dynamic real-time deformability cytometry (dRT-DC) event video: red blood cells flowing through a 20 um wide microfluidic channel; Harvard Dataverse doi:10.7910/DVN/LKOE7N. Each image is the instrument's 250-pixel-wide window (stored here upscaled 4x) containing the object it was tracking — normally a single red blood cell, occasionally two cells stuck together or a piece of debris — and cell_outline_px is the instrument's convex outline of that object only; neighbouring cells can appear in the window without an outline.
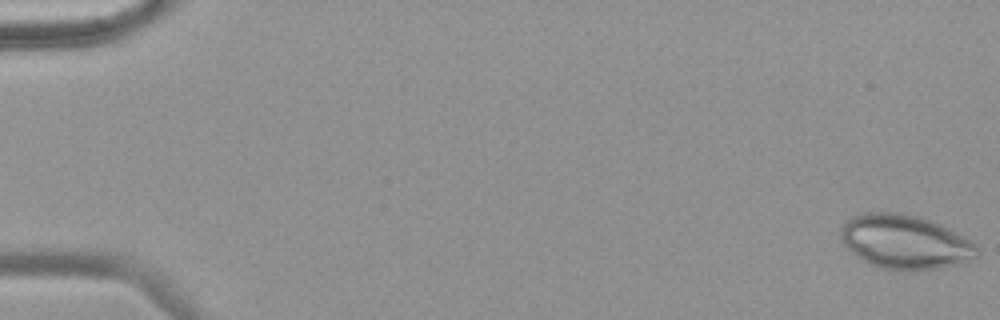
{"species": "common noctule bat (a hibernating species)", "species_latin": "Nyctalus noctula", "temperature_condition": "warm", "stored_images_in_passage": 56, "camera_frame_rate_fps": 3000, "um_per_image_px": 0.085, "animal": {"sex": "female", "body_mass_g": 18.4}, "frame": {"image": 1, "passage_image": 1, "time_ms": 0.0, "image_size_px": [1000, 320], "cell_outline_px": [[980, 256], [972, 260], [960, 264], [940, 268], [900, 272], [880, 268], [856, 256], [840, 240], [840, 228], [852, 216], [864, 212], [904, 212], [920, 216], [932, 220], [964, 236], [976, 244], [980, 252]], "centroid_in_image_um": [76.96, 20.56], "position_along_channel_um": 8.0, "area_um2": 43.81}}
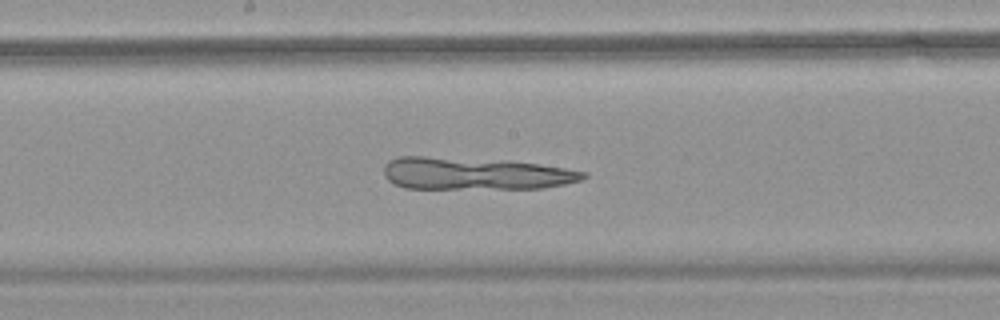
{"frame": {"image": 2, "passage_image": 31, "time_ms": 10.0, "image_size_px": [1000, 320], "cell_outline_px": [[588, 176], [584, 180], [564, 184], [540, 188], [404, 188], [388, 180], [384, 176], [384, 164], [388, 160], [400, 156], [424, 156], [504, 160], [540, 164], [588, 172]], "centroid_in_image_um": [40.39, 14.74], "position_along_channel_um": 207.8, "area_um2": 37.69}}
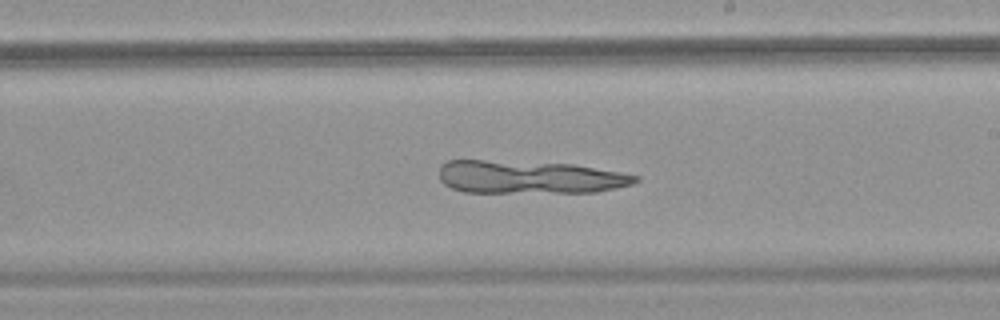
{"frame": {"image": 3, "passage_image": 34, "time_ms": 11.0, "image_size_px": [1000, 320], "cell_outline_px": [[640, 180], [632, 184], [616, 188], [596, 192], [464, 192], [452, 188], [444, 184], [440, 180], [440, 164], [448, 160], [484, 160], [572, 164], [620, 172], [640, 176]], "centroid_in_image_um": [45.0, 15.05], "position_along_channel_um": 244.0, "area_um2": 37.69}}